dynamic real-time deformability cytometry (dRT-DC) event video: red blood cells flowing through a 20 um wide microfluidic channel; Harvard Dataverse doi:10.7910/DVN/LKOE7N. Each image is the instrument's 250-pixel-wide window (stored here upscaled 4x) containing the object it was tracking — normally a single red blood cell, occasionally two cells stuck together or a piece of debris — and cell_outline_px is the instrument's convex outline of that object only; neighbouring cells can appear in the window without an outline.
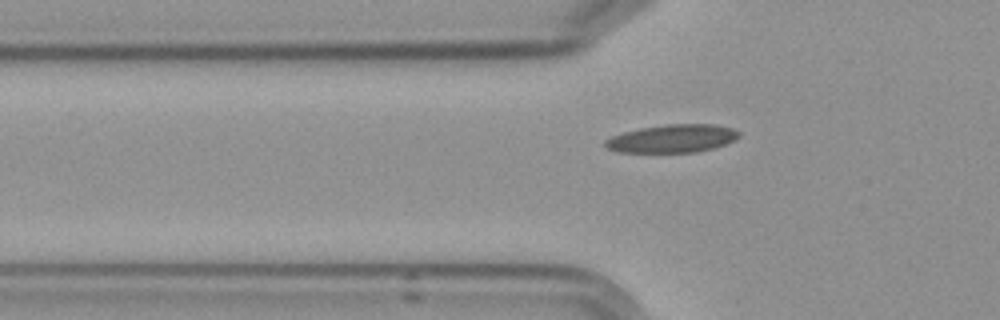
{"species": "Egyptian fruit bat (a non-hibernating species)", "species_latin": "Rousettus aegyptiacus", "temperature_condition": "cold", "stored_images_in_passage": 4, "segment_of_instrument_passage": [2, 2], "camera_frame_rate_fps": 3000, "um_per_image_px": 0.085, "frame": {"image": 1, "passage_image": 4, "time_ms": 3.667, "image_size_px": [1000, 320], "cell_outline_px": [[740, 136], [736, 140], [712, 148], [696, 152], [616, 152], [608, 148], [604, 144], [604, 140], [612, 136], [624, 132], [640, 128], [668, 124], [716, 124], [732, 128], [740, 132]], "centroid_in_image_um": [57.16, 11.77], "position_along_channel_um": 68.6, "area_um2": 21.85}}